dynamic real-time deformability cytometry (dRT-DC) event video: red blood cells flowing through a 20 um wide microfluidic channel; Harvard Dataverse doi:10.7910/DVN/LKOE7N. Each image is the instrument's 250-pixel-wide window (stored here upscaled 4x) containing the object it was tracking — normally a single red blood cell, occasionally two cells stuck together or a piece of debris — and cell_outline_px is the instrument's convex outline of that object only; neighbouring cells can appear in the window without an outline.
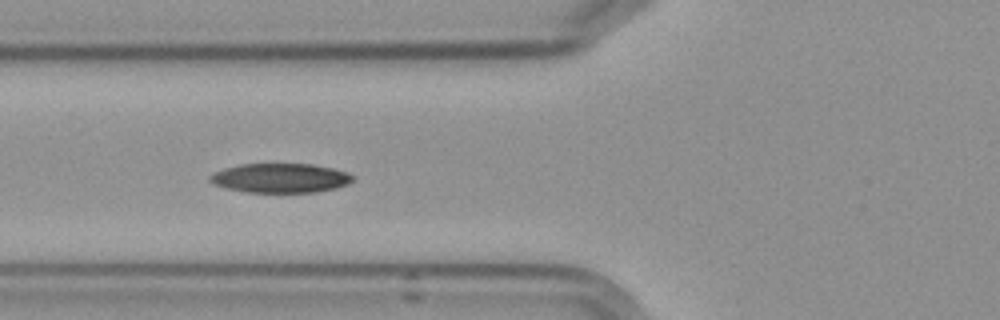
{"species": "Egyptian fruit bat (a non-hibernating species)", "species_latin": "Rousettus aegyptiacus", "temperature_condition": "cold", "stored_images_in_passage": 14, "camera_frame_rate_fps": 3000, "um_per_image_px": 0.085, "frame": {"image": 1, "passage_image": 5, "time_ms": 5.667, "image_size_px": [1000, 320], "cell_outline_px": [[352, 180], [348, 184], [336, 188], [316, 192], [244, 192], [228, 188], [216, 184], [208, 180], [208, 176], [224, 168], [240, 164], [312, 164], [332, 168], [348, 172], [352, 176]], "centroid_in_image_um": [23.84, 15.13], "position_along_channel_um": 102.0, "area_um2": 24.28}}
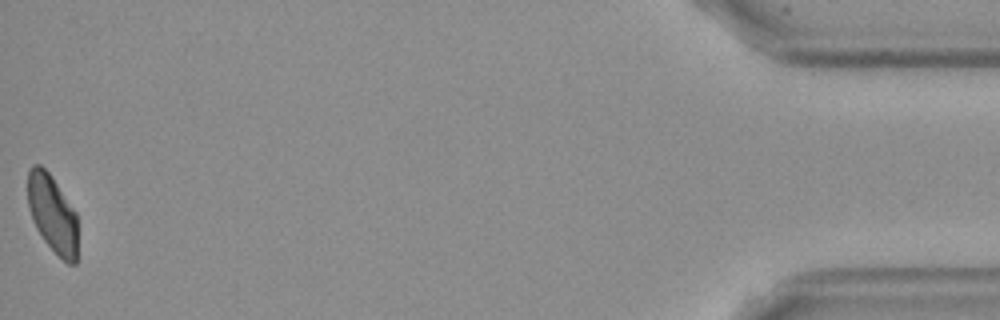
{"frame": {"image": 2, "passage_image": 14, "time_ms": 17.333, "image_size_px": [1000, 320], "cell_outline_px": [[76, 264], [68, 264], [44, 240], [36, 228], [32, 220], [28, 208], [28, 168], [32, 164], [40, 164], [52, 176], [76, 212]], "centroid_in_image_um": [4.43, 18.12], "position_along_channel_um": 430.8, "area_um2": 22.48}, "authors_computed_cell_mechanics": {"area_um2": 24.6517, "velocity_mm_per_s": 3.5774, "shape_relaxation_time_tau1_ms": 3.3323, "shape_relaxation_time_tau2_ms": 8.7918, "deformation_change_tau1": 0.1188, "deformation_change_tau2": 0.1311}}